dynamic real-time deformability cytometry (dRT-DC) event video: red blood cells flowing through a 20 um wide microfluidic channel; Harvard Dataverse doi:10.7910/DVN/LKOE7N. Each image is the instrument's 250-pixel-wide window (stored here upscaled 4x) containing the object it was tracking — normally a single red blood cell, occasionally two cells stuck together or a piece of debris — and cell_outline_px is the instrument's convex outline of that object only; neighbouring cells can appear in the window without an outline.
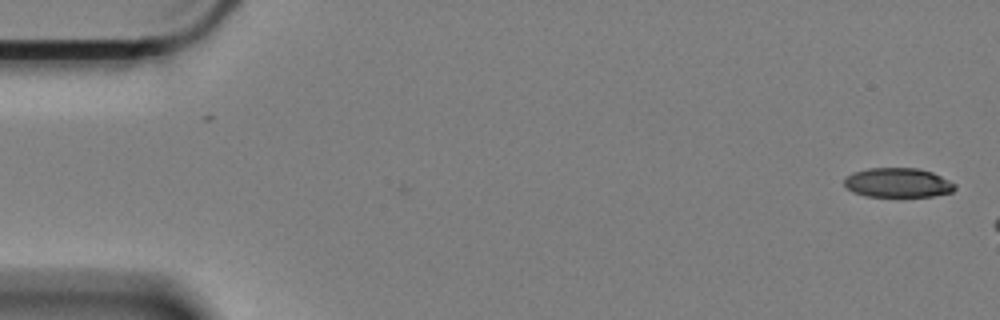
{"species": "Egyptian fruit bat (a non-hibernating species)", "species_latin": "Rousettus aegyptiacus", "temperature_condition": "cold", "stored_images_in_passage": 13, "camera_frame_rate_fps": 3000, "um_per_image_px": 0.085, "animal": {"sex": "female"}, "frame": {"image": 1, "passage_image": 1, "time_ms": 0.0, "image_size_px": [1000, 320], "cell_outline_px": [[956, 188], [952, 192], [932, 196], [900, 200], [864, 196], [852, 192], [844, 184], [844, 176], [868, 168], [916, 168], [932, 172], [956, 184]], "centroid_in_image_um": [76.31, 15.59], "position_along_channel_um": 8.7, "area_um2": 19.88}}